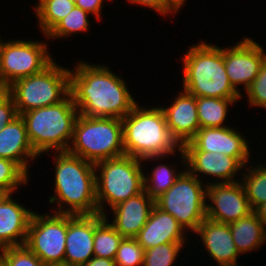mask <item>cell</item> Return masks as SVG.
Masks as SVG:
<instances>
[{
    "instance_id": "6",
    "label": "cell",
    "mask_w": 266,
    "mask_h": 266,
    "mask_svg": "<svg viewBox=\"0 0 266 266\" xmlns=\"http://www.w3.org/2000/svg\"><path fill=\"white\" fill-rule=\"evenodd\" d=\"M68 152L93 164L124 156L122 119L78 115Z\"/></svg>"
},
{
    "instance_id": "10",
    "label": "cell",
    "mask_w": 266,
    "mask_h": 266,
    "mask_svg": "<svg viewBox=\"0 0 266 266\" xmlns=\"http://www.w3.org/2000/svg\"><path fill=\"white\" fill-rule=\"evenodd\" d=\"M47 43L9 39L0 49V87L5 90L18 79L42 72L53 61Z\"/></svg>"
},
{
    "instance_id": "8",
    "label": "cell",
    "mask_w": 266,
    "mask_h": 266,
    "mask_svg": "<svg viewBox=\"0 0 266 266\" xmlns=\"http://www.w3.org/2000/svg\"><path fill=\"white\" fill-rule=\"evenodd\" d=\"M56 63L54 60L42 72L18 79L5 89L13 98L18 115L57 104L70 94V69Z\"/></svg>"
},
{
    "instance_id": "13",
    "label": "cell",
    "mask_w": 266,
    "mask_h": 266,
    "mask_svg": "<svg viewBox=\"0 0 266 266\" xmlns=\"http://www.w3.org/2000/svg\"><path fill=\"white\" fill-rule=\"evenodd\" d=\"M223 55L226 74L238 93L241 92L238 86H243L245 91L249 88L266 60L264 48L249 37L223 48Z\"/></svg>"
},
{
    "instance_id": "19",
    "label": "cell",
    "mask_w": 266,
    "mask_h": 266,
    "mask_svg": "<svg viewBox=\"0 0 266 266\" xmlns=\"http://www.w3.org/2000/svg\"><path fill=\"white\" fill-rule=\"evenodd\" d=\"M195 234L200 235L208 256L212 261L215 260L218 266H240L237 265L240 254L233 241L229 224L205 218Z\"/></svg>"
},
{
    "instance_id": "26",
    "label": "cell",
    "mask_w": 266,
    "mask_h": 266,
    "mask_svg": "<svg viewBox=\"0 0 266 266\" xmlns=\"http://www.w3.org/2000/svg\"><path fill=\"white\" fill-rule=\"evenodd\" d=\"M266 163L255 165H246V170L241 173L239 178L246 197L249 200L251 208L254 210L257 206L266 201ZM249 166V168L247 167ZM251 168V169H250ZM247 171V172H246Z\"/></svg>"
},
{
    "instance_id": "20",
    "label": "cell",
    "mask_w": 266,
    "mask_h": 266,
    "mask_svg": "<svg viewBox=\"0 0 266 266\" xmlns=\"http://www.w3.org/2000/svg\"><path fill=\"white\" fill-rule=\"evenodd\" d=\"M187 234L171 214L154 205L146 224L135 239L146 250L166 243H185Z\"/></svg>"
},
{
    "instance_id": "5",
    "label": "cell",
    "mask_w": 266,
    "mask_h": 266,
    "mask_svg": "<svg viewBox=\"0 0 266 266\" xmlns=\"http://www.w3.org/2000/svg\"><path fill=\"white\" fill-rule=\"evenodd\" d=\"M33 150L45 153L68 151L78 109L69 94L63 101L20 114ZM51 150V151H50Z\"/></svg>"
},
{
    "instance_id": "15",
    "label": "cell",
    "mask_w": 266,
    "mask_h": 266,
    "mask_svg": "<svg viewBox=\"0 0 266 266\" xmlns=\"http://www.w3.org/2000/svg\"><path fill=\"white\" fill-rule=\"evenodd\" d=\"M105 218L95 215L68 214L64 264L81 266L94 257L93 241L96 226Z\"/></svg>"
},
{
    "instance_id": "34",
    "label": "cell",
    "mask_w": 266,
    "mask_h": 266,
    "mask_svg": "<svg viewBox=\"0 0 266 266\" xmlns=\"http://www.w3.org/2000/svg\"><path fill=\"white\" fill-rule=\"evenodd\" d=\"M250 107H260L266 110V60L249 88L245 91Z\"/></svg>"
},
{
    "instance_id": "18",
    "label": "cell",
    "mask_w": 266,
    "mask_h": 266,
    "mask_svg": "<svg viewBox=\"0 0 266 266\" xmlns=\"http://www.w3.org/2000/svg\"><path fill=\"white\" fill-rule=\"evenodd\" d=\"M12 197V193L0 195V249L25 245L34 213Z\"/></svg>"
},
{
    "instance_id": "33",
    "label": "cell",
    "mask_w": 266,
    "mask_h": 266,
    "mask_svg": "<svg viewBox=\"0 0 266 266\" xmlns=\"http://www.w3.org/2000/svg\"><path fill=\"white\" fill-rule=\"evenodd\" d=\"M144 249L135 238H123L116 256V266H143Z\"/></svg>"
},
{
    "instance_id": "42",
    "label": "cell",
    "mask_w": 266,
    "mask_h": 266,
    "mask_svg": "<svg viewBox=\"0 0 266 266\" xmlns=\"http://www.w3.org/2000/svg\"><path fill=\"white\" fill-rule=\"evenodd\" d=\"M1 44H2V39H1V36H0V49H1Z\"/></svg>"
},
{
    "instance_id": "39",
    "label": "cell",
    "mask_w": 266,
    "mask_h": 266,
    "mask_svg": "<svg viewBox=\"0 0 266 266\" xmlns=\"http://www.w3.org/2000/svg\"><path fill=\"white\" fill-rule=\"evenodd\" d=\"M266 227V201L253 210Z\"/></svg>"
},
{
    "instance_id": "35",
    "label": "cell",
    "mask_w": 266,
    "mask_h": 266,
    "mask_svg": "<svg viewBox=\"0 0 266 266\" xmlns=\"http://www.w3.org/2000/svg\"><path fill=\"white\" fill-rule=\"evenodd\" d=\"M18 116L13 98L5 91L0 92V131Z\"/></svg>"
},
{
    "instance_id": "12",
    "label": "cell",
    "mask_w": 266,
    "mask_h": 266,
    "mask_svg": "<svg viewBox=\"0 0 266 266\" xmlns=\"http://www.w3.org/2000/svg\"><path fill=\"white\" fill-rule=\"evenodd\" d=\"M206 180V218L230 224L253 212L241 181L215 183L208 182V177Z\"/></svg>"
},
{
    "instance_id": "11",
    "label": "cell",
    "mask_w": 266,
    "mask_h": 266,
    "mask_svg": "<svg viewBox=\"0 0 266 266\" xmlns=\"http://www.w3.org/2000/svg\"><path fill=\"white\" fill-rule=\"evenodd\" d=\"M68 214L33 213L25 246L44 264H64Z\"/></svg>"
},
{
    "instance_id": "25",
    "label": "cell",
    "mask_w": 266,
    "mask_h": 266,
    "mask_svg": "<svg viewBox=\"0 0 266 266\" xmlns=\"http://www.w3.org/2000/svg\"><path fill=\"white\" fill-rule=\"evenodd\" d=\"M75 3L71 0H38L33 10L42 34L47 35L55 25L67 16Z\"/></svg>"
},
{
    "instance_id": "29",
    "label": "cell",
    "mask_w": 266,
    "mask_h": 266,
    "mask_svg": "<svg viewBox=\"0 0 266 266\" xmlns=\"http://www.w3.org/2000/svg\"><path fill=\"white\" fill-rule=\"evenodd\" d=\"M89 13L74 6L71 12L61 19L44 37L52 40L71 37L72 34L88 32L90 29ZM57 38V39H56Z\"/></svg>"
},
{
    "instance_id": "41",
    "label": "cell",
    "mask_w": 266,
    "mask_h": 266,
    "mask_svg": "<svg viewBox=\"0 0 266 266\" xmlns=\"http://www.w3.org/2000/svg\"><path fill=\"white\" fill-rule=\"evenodd\" d=\"M45 266H68L67 264H45Z\"/></svg>"
},
{
    "instance_id": "30",
    "label": "cell",
    "mask_w": 266,
    "mask_h": 266,
    "mask_svg": "<svg viewBox=\"0 0 266 266\" xmlns=\"http://www.w3.org/2000/svg\"><path fill=\"white\" fill-rule=\"evenodd\" d=\"M29 174L15 161L0 158V192L12 193L27 185Z\"/></svg>"
},
{
    "instance_id": "3",
    "label": "cell",
    "mask_w": 266,
    "mask_h": 266,
    "mask_svg": "<svg viewBox=\"0 0 266 266\" xmlns=\"http://www.w3.org/2000/svg\"><path fill=\"white\" fill-rule=\"evenodd\" d=\"M122 126L125 155L140 159L143 164L176 156L182 148L171 135L161 106L144 108L136 104L122 118Z\"/></svg>"
},
{
    "instance_id": "40",
    "label": "cell",
    "mask_w": 266,
    "mask_h": 266,
    "mask_svg": "<svg viewBox=\"0 0 266 266\" xmlns=\"http://www.w3.org/2000/svg\"><path fill=\"white\" fill-rule=\"evenodd\" d=\"M178 11L182 9L187 0H168Z\"/></svg>"
},
{
    "instance_id": "38",
    "label": "cell",
    "mask_w": 266,
    "mask_h": 266,
    "mask_svg": "<svg viewBox=\"0 0 266 266\" xmlns=\"http://www.w3.org/2000/svg\"><path fill=\"white\" fill-rule=\"evenodd\" d=\"M81 266H116L114 259H106L102 257H92L88 262Z\"/></svg>"
},
{
    "instance_id": "9",
    "label": "cell",
    "mask_w": 266,
    "mask_h": 266,
    "mask_svg": "<svg viewBox=\"0 0 266 266\" xmlns=\"http://www.w3.org/2000/svg\"><path fill=\"white\" fill-rule=\"evenodd\" d=\"M202 183L183 167L176 182L155 199V205L171 214L185 231L195 233L206 218L207 184Z\"/></svg>"
},
{
    "instance_id": "27",
    "label": "cell",
    "mask_w": 266,
    "mask_h": 266,
    "mask_svg": "<svg viewBox=\"0 0 266 266\" xmlns=\"http://www.w3.org/2000/svg\"><path fill=\"white\" fill-rule=\"evenodd\" d=\"M108 213L105 218L96 226L94 232L93 249L95 257L115 259L118 247L124 238L110 224Z\"/></svg>"
},
{
    "instance_id": "23",
    "label": "cell",
    "mask_w": 266,
    "mask_h": 266,
    "mask_svg": "<svg viewBox=\"0 0 266 266\" xmlns=\"http://www.w3.org/2000/svg\"><path fill=\"white\" fill-rule=\"evenodd\" d=\"M233 241L240 255L258 250L266 241V227L253 211L229 224ZM247 252V253H246Z\"/></svg>"
},
{
    "instance_id": "32",
    "label": "cell",
    "mask_w": 266,
    "mask_h": 266,
    "mask_svg": "<svg viewBox=\"0 0 266 266\" xmlns=\"http://www.w3.org/2000/svg\"><path fill=\"white\" fill-rule=\"evenodd\" d=\"M0 266H45L25 245L0 249Z\"/></svg>"
},
{
    "instance_id": "31",
    "label": "cell",
    "mask_w": 266,
    "mask_h": 266,
    "mask_svg": "<svg viewBox=\"0 0 266 266\" xmlns=\"http://www.w3.org/2000/svg\"><path fill=\"white\" fill-rule=\"evenodd\" d=\"M185 243H166L144 250L143 266H173Z\"/></svg>"
},
{
    "instance_id": "16",
    "label": "cell",
    "mask_w": 266,
    "mask_h": 266,
    "mask_svg": "<svg viewBox=\"0 0 266 266\" xmlns=\"http://www.w3.org/2000/svg\"><path fill=\"white\" fill-rule=\"evenodd\" d=\"M245 138V135L230 126L201 128L190 142L182 146V149L219 152L231 157H251V149Z\"/></svg>"
},
{
    "instance_id": "36",
    "label": "cell",
    "mask_w": 266,
    "mask_h": 266,
    "mask_svg": "<svg viewBox=\"0 0 266 266\" xmlns=\"http://www.w3.org/2000/svg\"><path fill=\"white\" fill-rule=\"evenodd\" d=\"M127 2L150 8L162 16L175 15L179 12L168 0H128Z\"/></svg>"
},
{
    "instance_id": "17",
    "label": "cell",
    "mask_w": 266,
    "mask_h": 266,
    "mask_svg": "<svg viewBox=\"0 0 266 266\" xmlns=\"http://www.w3.org/2000/svg\"><path fill=\"white\" fill-rule=\"evenodd\" d=\"M161 109L171 135L181 147L195 137L200 129L195 96L181 90L170 106Z\"/></svg>"
},
{
    "instance_id": "37",
    "label": "cell",
    "mask_w": 266,
    "mask_h": 266,
    "mask_svg": "<svg viewBox=\"0 0 266 266\" xmlns=\"http://www.w3.org/2000/svg\"><path fill=\"white\" fill-rule=\"evenodd\" d=\"M104 0H77L75 6L80 7L83 11L88 12L89 14L94 15L96 20L101 19V12L103 8Z\"/></svg>"
},
{
    "instance_id": "4",
    "label": "cell",
    "mask_w": 266,
    "mask_h": 266,
    "mask_svg": "<svg viewBox=\"0 0 266 266\" xmlns=\"http://www.w3.org/2000/svg\"><path fill=\"white\" fill-rule=\"evenodd\" d=\"M181 59L184 91L195 97L241 99L226 74L223 47L201 41L188 47Z\"/></svg>"
},
{
    "instance_id": "2",
    "label": "cell",
    "mask_w": 266,
    "mask_h": 266,
    "mask_svg": "<svg viewBox=\"0 0 266 266\" xmlns=\"http://www.w3.org/2000/svg\"><path fill=\"white\" fill-rule=\"evenodd\" d=\"M53 158L55 196L53 194L48 199L50 204L57 203V207L52 211L73 215L98 214L95 164L68 151L54 152Z\"/></svg>"
},
{
    "instance_id": "21",
    "label": "cell",
    "mask_w": 266,
    "mask_h": 266,
    "mask_svg": "<svg viewBox=\"0 0 266 266\" xmlns=\"http://www.w3.org/2000/svg\"><path fill=\"white\" fill-rule=\"evenodd\" d=\"M155 200L145 191L112 207L110 224L124 238H135L146 224Z\"/></svg>"
},
{
    "instance_id": "14",
    "label": "cell",
    "mask_w": 266,
    "mask_h": 266,
    "mask_svg": "<svg viewBox=\"0 0 266 266\" xmlns=\"http://www.w3.org/2000/svg\"><path fill=\"white\" fill-rule=\"evenodd\" d=\"M181 164L195 175L199 180L209 176L216 179L215 183H230L240 181L236 177L241 176L242 169L252 157H231L219 152L183 151L179 149ZM241 171V172H240ZM202 174V176H201ZM200 175V176H199ZM211 176V177H210ZM219 179V180H218Z\"/></svg>"
},
{
    "instance_id": "1",
    "label": "cell",
    "mask_w": 266,
    "mask_h": 266,
    "mask_svg": "<svg viewBox=\"0 0 266 266\" xmlns=\"http://www.w3.org/2000/svg\"><path fill=\"white\" fill-rule=\"evenodd\" d=\"M69 73V91L79 115L124 118L137 104L128 85L108 66L80 61Z\"/></svg>"
},
{
    "instance_id": "22",
    "label": "cell",
    "mask_w": 266,
    "mask_h": 266,
    "mask_svg": "<svg viewBox=\"0 0 266 266\" xmlns=\"http://www.w3.org/2000/svg\"><path fill=\"white\" fill-rule=\"evenodd\" d=\"M0 158L18 163L28 174L30 162L39 155L33 150L28 139L26 126L18 115L0 131Z\"/></svg>"
},
{
    "instance_id": "24",
    "label": "cell",
    "mask_w": 266,
    "mask_h": 266,
    "mask_svg": "<svg viewBox=\"0 0 266 266\" xmlns=\"http://www.w3.org/2000/svg\"><path fill=\"white\" fill-rule=\"evenodd\" d=\"M239 99L196 97L197 115L201 128L227 127L226 120L229 106Z\"/></svg>"
},
{
    "instance_id": "28",
    "label": "cell",
    "mask_w": 266,
    "mask_h": 266,
    "mask_svg": "<svg viewBox=\"0 0 266 266\" xmlns=\"http://www.w3.org/2000/svg\"><path fill=\"white\" fill-rule=\"evenodd\" d=\"M172 164L154 165L152 171L150 170L152 173L150 176L144 174V191L154 200L166 192L182 174L183 171H178L175 164Z\"/></svg>"
},
{
    "instance_id": "7",
    "label": "cell",
    "mask_w": 266,
    "mask_h": 266,
    "mask_svg": "<svg viewBox=\"0 0 266 266\" xmlns=\"http://www.w3.org/2000/svg\"><path fill=\"white\" fill-rule=\"evenodd\" d=\"M142 166V160L127 155L95 164L98 213L105 215V206L111 209L144 191Z\"/></svg>"
}]
</instances>
